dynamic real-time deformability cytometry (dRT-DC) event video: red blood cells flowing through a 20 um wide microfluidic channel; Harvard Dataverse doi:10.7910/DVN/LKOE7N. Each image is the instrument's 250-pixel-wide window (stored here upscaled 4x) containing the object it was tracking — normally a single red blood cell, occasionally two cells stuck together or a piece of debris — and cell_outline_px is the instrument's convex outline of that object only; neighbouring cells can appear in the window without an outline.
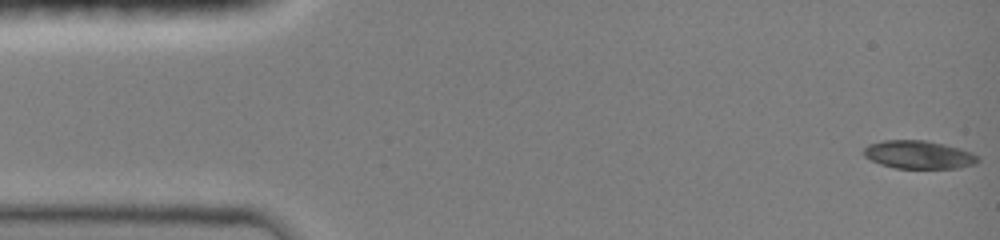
{"species": "common noctule bat (a hibernating species)", "species_latin": "Nyctalus noctula", "temperature_condition": "room temperature", "stored_images_in_passage": 47, "camera_frame_rate_fps": 3000, "um_per_image_px": 0.085, "animal": {"sex": "female", "body_mass_g": 19.0, "forearm_length_mm": 51.5}, "frame": {"image": 1, "passage_image": 1, "time_ms": 0.0, "image_size_px": [1000, 240], "cell_outline_px": [[980, 160], [976, 164], [960, 168], [896, 168], [880, 164], [864, 156], [864, 148], [868, 144], [884, 140], [924, 140], [944, 144], [960, 148], [972, 152]], "centroid_in_image_um": [78.1, 13.15], "position_along_channel_um": 6.9, "area_um2": 18.73}}
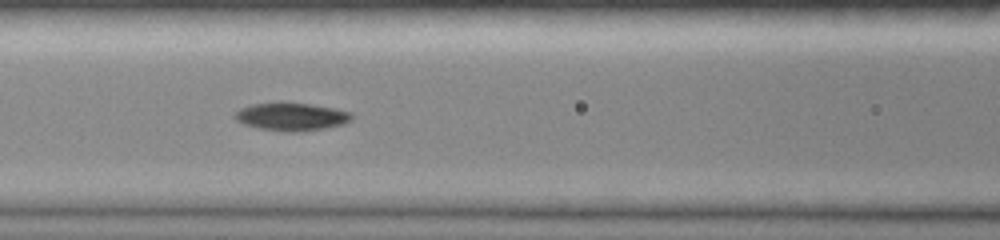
{"frame": {"image": 2, "passage_image": 20, "time_ms": 6.333, "image_size_px": [1000, 240], "cell_outline_px": [[352, 120], [344, 124], [324, 128], [300, 132], [284, 132], [260, 128], [244, 124], [236, 120], [232, 116], [240, 108], [252, 104], [280, 100], [308, 104], [332, 108], [352, 112]], "centroid_in_image_um": [24.74, 9.9], "position_along_channel_um": 141.9, "area_um2": 19.42}}
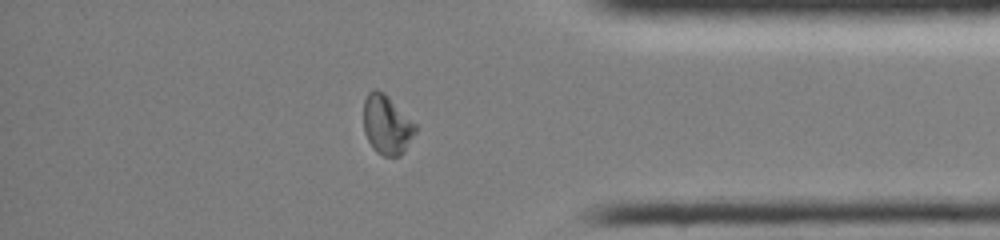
{"frame": {"image": 3, "passage_image": 40, "time_ms": 13.0, "image_size_px": [1000, 240], "cell_outline_px": [[416, 132], [404, 152], [400, 156], [384, 156], [376, 152], [372, 148], [364, 132], [364, 100], [368, 92], [372, 88], [376, 88], [384, 92], [416, 124]], "centroid_in_image_um": [32.87, 10.6], "position_along_channel_um": 402.3, "area_um2": 18.03}, "authors_computed_cell_mechanics": {"area_um2": 18.3804, "velocity_mm_per_s": 4.0444, "shape_relaxation_time_tau1_ms": 3.7749, "shape_relaxation_time_tau2_ms": null, "deformation_change_tau1": 0.1616, "deformation_change_tau2": null}}